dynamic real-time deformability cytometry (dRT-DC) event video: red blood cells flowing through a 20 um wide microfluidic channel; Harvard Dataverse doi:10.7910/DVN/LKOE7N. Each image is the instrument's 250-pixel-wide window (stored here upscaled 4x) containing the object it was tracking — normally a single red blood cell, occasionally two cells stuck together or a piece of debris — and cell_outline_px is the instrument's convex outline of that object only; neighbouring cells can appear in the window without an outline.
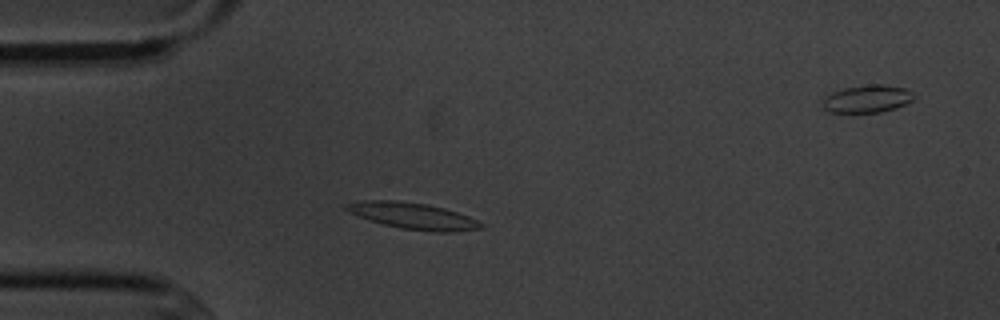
{"species": "common noctule bat (a hibernating species)", "species_latin": "Nyctalus noctula", "temperature_condition": "cold", "stored_images_in_passage": 4, "segment_of_instrument_passage": [1, 2], "camera_frame_rate_fps": 3000, "um_per_image_px": 0.085, "animal": {"sex": "male", "body_mass_g": 20.1, "forearm_length_mm": 53.5}, "frame": {"image": 1, "passage_image": 3, "time_ms": 3.0, "image_size_px": [1000, 320], "cell_outline_px": [[484, 228], [452, 232], [432, 232], [400, 228], [368, 220], [356, 216], [348, 212], [344, 208], [344, 204], [364, 200], [396, 200], [428, 204], [444, 208], [468, 216], [484, 224]], "centroid_in_image_um": [35.08, 18.35], "position_along_channel_um": 49.9, "area_um2": 20.87}}